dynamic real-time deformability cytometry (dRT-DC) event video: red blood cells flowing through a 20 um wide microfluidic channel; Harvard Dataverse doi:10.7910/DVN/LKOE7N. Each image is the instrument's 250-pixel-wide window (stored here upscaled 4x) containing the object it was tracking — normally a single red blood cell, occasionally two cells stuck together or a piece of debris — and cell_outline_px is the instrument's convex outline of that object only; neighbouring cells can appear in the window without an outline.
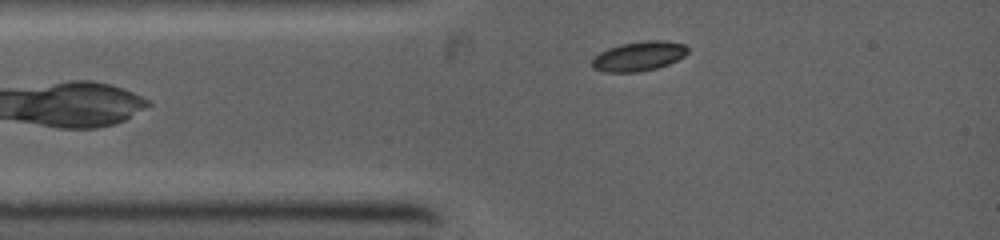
{"species": "common noctule bat (a hibernating species)", "species_latin": "Nyctalus noctula", "temperature_condition": "warm", "stored_images_in_passage": 13, "camera_frame_rate_fps": 5000, "um_per_image_px": 0.085, "animal": {"sex": "female", "body_mass_g": 19.0, "forearm_length_mm": 53.3}, "frame": {"image": 1, "passage_image": 2, "time_ms": 0.6, "image_size_px": [1000, 240], "cell_outline_px": [[688, 52], [684, 56], [668, 64], [656, 68], [640, 72], [604, 72], [592, 68], [592, 56], [608, 48], [620, 44], [648, 40], [664, 40], [684, 44], [688, 48]], "centroid_in_image_um": [54.27, 4.77], "position_along_channel_um": 30.7, "area_um2": 16.59}}
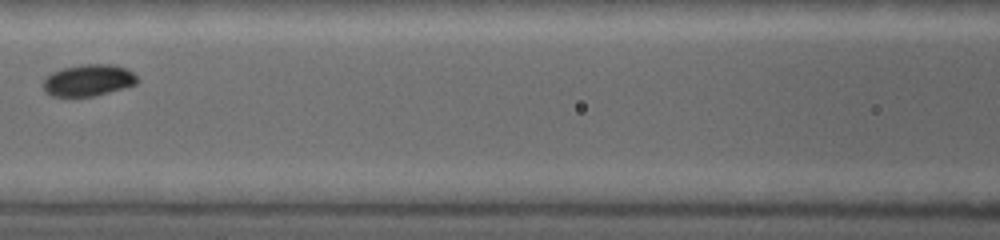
{"frame": {"image": 2, "passage_image": 7, "time_ms": 3.6, "image_size_px": [1000, 240], "cell_outline_px": [[140, 80], [136, 84], [108, 92], [92, 96], [52, 96], [44, 92], [40, 84], [44, 76], [52, 72], [64, 68], [80, 64], [116, 64], [128, 68]], "centroid_in_image_um": [7.47, 6.81], "position_along_channel_um": 159.1, "area_um2": 17.69}}
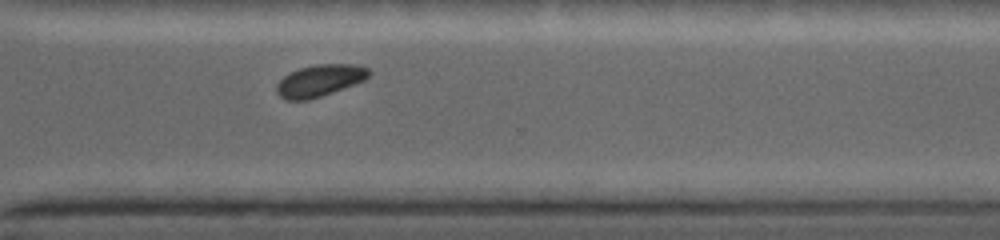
{"frame": {"image": 3, "passage_image": 13, "time_ms": 7.6, "image_size_px": [1000, 240], "cell_outline_px": [[372, 72], [364, 80], [332, 92], [308, 100], [284, 100], [276, 92], [276, 84], [284, 76], [300, 68], [316, 64], [356, 64], [368, 68]], "centroid_in_image_um": [27.17, 6.84], "position_along_channel_um": 343.4, "area_um2": 16.99}}